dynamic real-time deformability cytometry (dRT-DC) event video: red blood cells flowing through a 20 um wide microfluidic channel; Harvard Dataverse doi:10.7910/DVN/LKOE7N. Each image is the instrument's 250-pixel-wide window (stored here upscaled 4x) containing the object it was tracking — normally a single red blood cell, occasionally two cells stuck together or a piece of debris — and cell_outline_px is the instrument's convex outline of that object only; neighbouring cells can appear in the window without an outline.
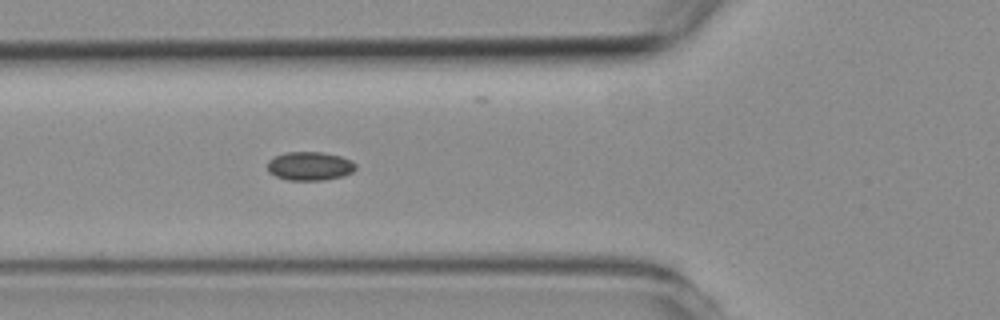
{"species": "common noctule bat (a hibernating species)", "species_latin": "Nyctalus noctula", "temperature_condition": "room temperature", "stored_images_in_passage": 6, "camera_frame_rate_fps": 3000, "um_per_image_px": 0.085, "animal": {"sex": "female", "body_mass_g": 19.3, "forearm_length_mm": 54.1}, "frame": {"image": 1, "passage_image": 6, "time_ms": 6.0, "image_size_px": [1000, 320], "cell_outline_px": [[356, 168], [352, 172], [344, 176], [324, 180], [288, 180], [276, 176], [268, 172], [268, 160], [284, 152], [324, 152], [340, 156], [352, 160], [356, 164]], "centroid_in_image_um": [26.35, 14.11], "position_along_channel_um": 99.5, "area_um2": 14.85}}